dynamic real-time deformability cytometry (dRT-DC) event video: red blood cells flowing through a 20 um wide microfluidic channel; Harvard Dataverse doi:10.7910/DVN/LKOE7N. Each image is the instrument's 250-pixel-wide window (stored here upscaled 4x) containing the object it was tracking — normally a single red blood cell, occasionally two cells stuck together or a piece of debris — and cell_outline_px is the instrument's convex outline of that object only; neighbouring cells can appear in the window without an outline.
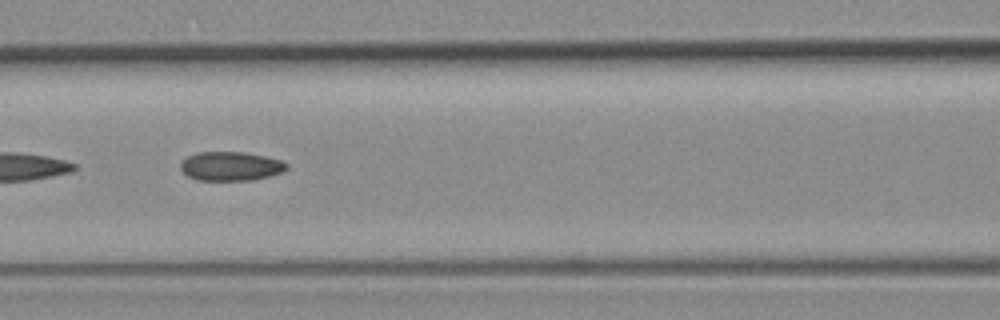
{"species": "common noctule bat (a hibernating species)", "species_latin": "Nyctalus noctula", "temperature_condition": "room temperature", "stored_images_in_passage": 9, "camera_frame_rate_fps": 3000, "um_per_image_px": 0.085, "animal": {"sex": "female", "body_mass_g": 19.3, "forearm_length_mm": 54.1}, "frame": {"image": 1, "passage_image": 6, "time_ms": 5.667, "image_size_px": [1000, 320], "cell_outline_px": [[288, 168], [284, 172], [252, 180], [196, 180], [188, 176], [180, 168], [180, 164], [188, 156], [196, 152], [244, 152], [264, 156], [280, 160], [288, 164]], "centroid_in_image_um": [19.62, 14.13], "position_along_channel_um": 147.0, "area_um2": 17.92}}
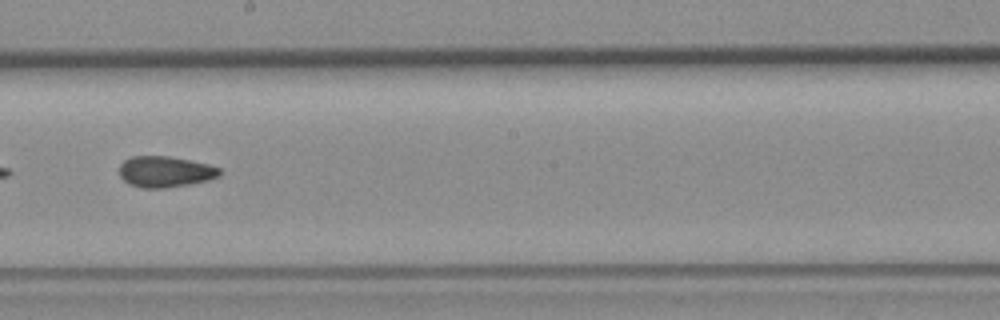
{"frame": {"image": 2, "passage_image": 8, "time_ms": 8.0, "image_size_px": [1000, 320], "cell_outline_px": [[220, 176], [208, 180], [188, 184], [164, 188], [140, 188], [128, 184], [120, 176], [120, 164], [124, 160], [132, 156], [168, 156], [208, 164], [220, 168]], "centroid_in_image_um": [14.01, 14.6], "position_along_channel_um": 234.2, "area_um2": 18.09}}
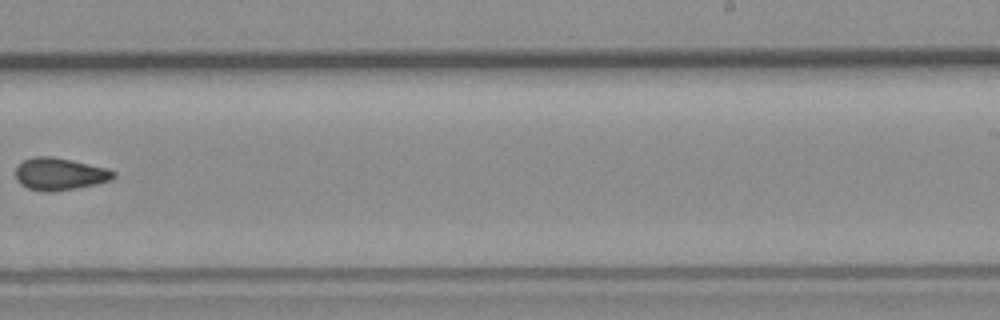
{"frame": {"image": 3, "passage_image": 9, "time_ms": 9.333, "image_size_px": [1000, 320], "cell_outline_px": [[116, 176], [112, 180], [96, 184], [76, 188], [52, 192], [44, 192], [28, 188], [20, 184], [16, 180], [16, 168], [24, 160], [32, 156], [52, 156], [72, 160], [108, 168], [116, 172]], "centroid_in_image_um": [5.09, 14.79], "position_along_channel_um": 283.9, "area_um2": 18.61}}